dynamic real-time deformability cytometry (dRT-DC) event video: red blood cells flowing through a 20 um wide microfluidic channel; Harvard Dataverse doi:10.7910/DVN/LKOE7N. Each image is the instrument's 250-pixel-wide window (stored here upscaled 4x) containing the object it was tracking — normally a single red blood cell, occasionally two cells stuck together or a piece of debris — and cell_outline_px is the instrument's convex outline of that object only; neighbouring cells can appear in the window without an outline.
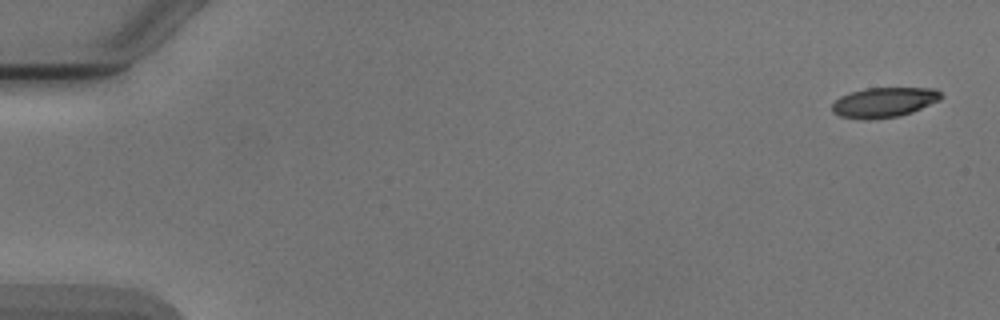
{"species": "Egyptian fruit bat (a non-hibernating species)", "species_latin": "Rousettus aegyptiacus", "temperature_condition": "cold", "stored_images_in_passage": 5, "camera_frame_rate_fps": 3000, "um_per_image_px": 0.085, "animal": {"sex": "male"}, "frame": {"image": 1, "passage_image": 1, "time_ms": 0.0, "image_size_px": [1000, 320], "cell_outline_px": [[944, 96], [940, 100], [912, 112], [900, 116], [868, 120], [864, 120], [840, 116], [832, 112], [832, 104], [840, 96], [848, 92], [864, 88], [936, 88]], "centroid_in_image_um": [75.13, 8.7], "position_along_channel_um": 9.9, "area_um2": 19.25}}
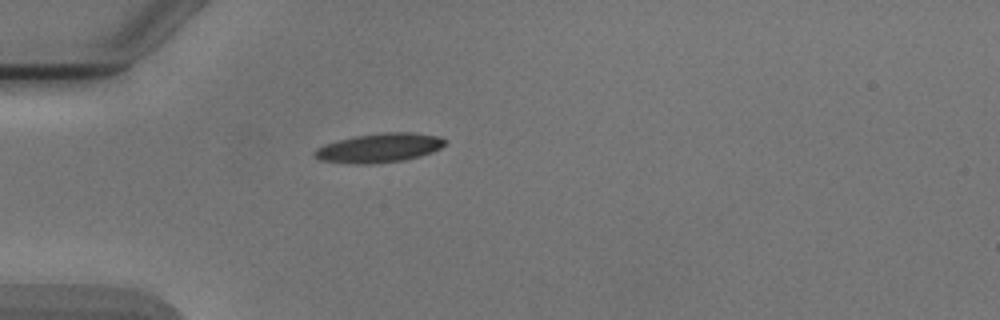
{"frame": {"image": 2, "passage_image": 5, "time_ms": 4.667, "image_size_px": [1000, 320], "cell_outline_px": [[448, 140], [440, 148], [432, 152], [420, 156], [404, 160], [372, 164], [356, 164], [320, 160], [312, 152], [316, 148], [324, 144], [356, 136], [384, 132], [412, 132], [440, 136]], "centroid_in_image_um": [32.27, 12.57], "position_along_channel_um": 52.7, "area_um2": 22.14}}